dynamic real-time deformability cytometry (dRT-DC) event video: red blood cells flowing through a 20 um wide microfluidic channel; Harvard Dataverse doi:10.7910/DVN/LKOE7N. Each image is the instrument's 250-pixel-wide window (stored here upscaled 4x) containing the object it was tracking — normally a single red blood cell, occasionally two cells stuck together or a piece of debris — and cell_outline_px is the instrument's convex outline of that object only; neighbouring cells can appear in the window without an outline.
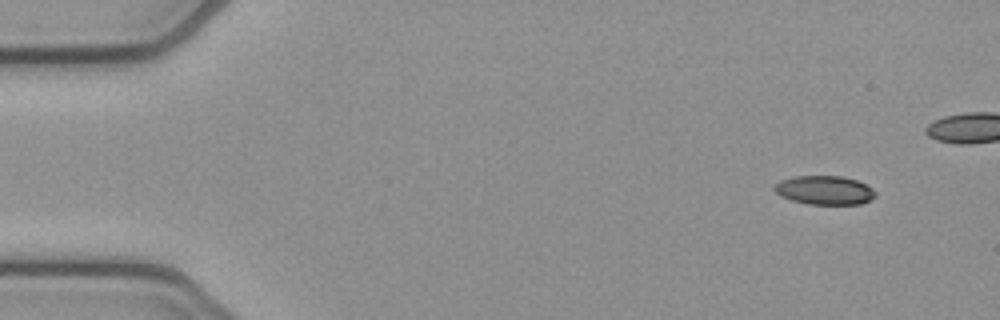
{"species": "common noctule bat (a hibernating species)", "species_latin": "Nyctalus noctula", "temperature_condition": "cold", "stored_images_in_passage": 43, "camera_frame_rate_fps": 3000, "um_per_image_px": 0.085, "animal": {"sex": "female", "body_mass_g": 21.9}, "frame": {"image": 1, "passage_image": 1, "time_ms": 0.0, "image_size_px": [1000, 320], "cell_outline_px": [[876, 196], [860, 204], [808, 204], [792, 200], [780, 196], [772, 188], [780, 180], [792, 176], [840, 176], [856, 180], [872, 188], [876, 192]], "centroid_in_image_um": [70.06, 16.16], "position_along_channel_um": 14.9, "area_um2": 16.94}}
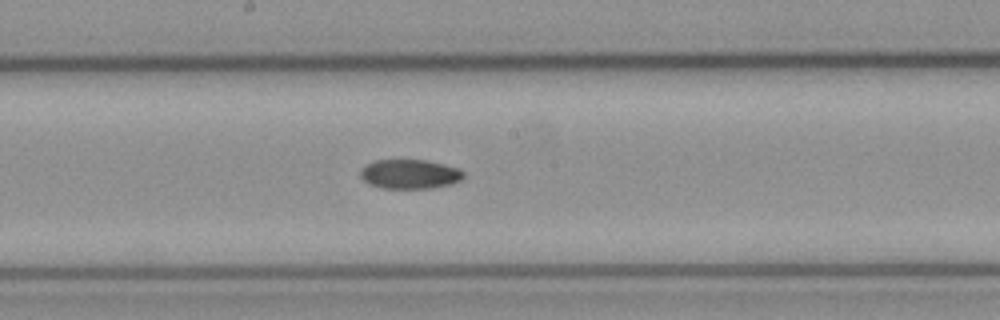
{"frame": {"image": 2, "passage_image": 25, "time_ms": 8.0, "image_size_px": [1000, 320], "cell_outline_px": [[464, 176], [460, 180], [452, 184], [432, 188], [380, 188], [368, 184], [360, 176], [360, 168], [364, 164], [376, 160], [428, 160], [460, 168], [464, 172]], "centroid_in_image_um": [34.82, 14.79], "position_along_channel_um": 213.4, "area_um2": 17.92}}
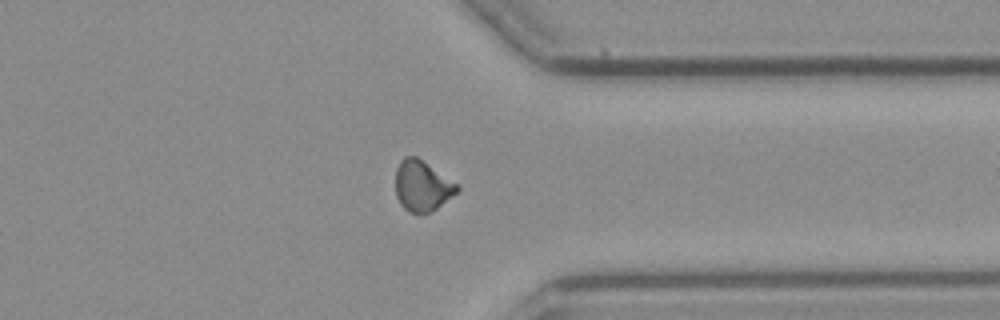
{"frame": {"image": 3, "passage_image": 38, "time_ms": 12.333, "image_size_px": [1000, 320], "cell_outline_px": [[460, 188], [456, 192], [436, 208], [428, 212], [412, 212], [404, 208], [400, 204], [396, 196], [396, 168], [400, 160], [404, 156], [416, 156], [460, 184]], "centroid_in_image_um": [35.88, 15.76], "position_along_channel_um": 375.5, "area_um2": 18.03}, "authors_computed_cell_mechanics": {"area_um2": 18.207, "velocity_mm_per_s": 3.8387, "shape_relaxation_time_tau1_ms": null, "shape_relaxation_time_tau2_ms": 6.1649, "deformation_change_tau1": null, "deformation_change_tau2": 0.0926}}